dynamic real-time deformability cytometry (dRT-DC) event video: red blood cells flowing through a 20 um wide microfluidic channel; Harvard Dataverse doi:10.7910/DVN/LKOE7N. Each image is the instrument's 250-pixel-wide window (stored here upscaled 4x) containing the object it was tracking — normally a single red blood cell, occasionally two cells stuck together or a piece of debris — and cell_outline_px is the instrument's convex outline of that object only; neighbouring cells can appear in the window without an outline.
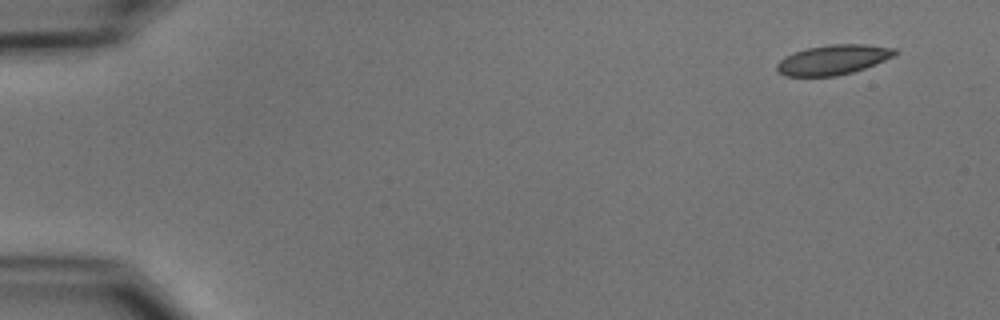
{"species": "common noctule bat (a hibernating species)", "species_latin": "Nyctalus noctula", "temperature_condition": "cold", "stored_images_in_passage": 4, "camera_frame_rate_fps": 3000, "um_per_image_px": 0.085, "animal": {"sex": "male", "body_mass_g": 15.6}, "frame": {"image": 1, "passage_image": 1, "time_ms": 0.0, "image_size_px": [1000, 320], "cell_outline_px": [[900, 52], [876, 64], [852, 72], [836, 76], [784, 76], [776, 72], [776, 64], [784, 56], [808, 48], [828, 44], [864, 44], [896, 48]], "centroid_in_image_um": [70.8, 5.08], "position_along_channel_um": 14.2, "area_um2": 20.58}}
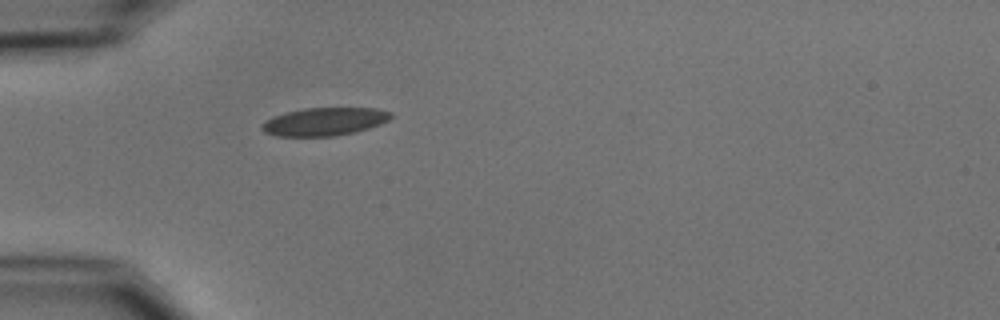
{"frame": {"image": 2, "passage_image": 4, "time_ms": 4.333, "image_size_px": [1000, 320], "cell_outline_px": [[392, 116], [388, 120], [380, 124], [356, 132], [332, 136], [276, 136], [264, 132], [260, 128], [260, 124], [264, 120], [272, 116], [304, 108], [376, 108], [392, 112]], "centroid_in_image_um": [27.54, 10.34], "position_along_channel_um": 57.5, "area_um2": 21.15}}